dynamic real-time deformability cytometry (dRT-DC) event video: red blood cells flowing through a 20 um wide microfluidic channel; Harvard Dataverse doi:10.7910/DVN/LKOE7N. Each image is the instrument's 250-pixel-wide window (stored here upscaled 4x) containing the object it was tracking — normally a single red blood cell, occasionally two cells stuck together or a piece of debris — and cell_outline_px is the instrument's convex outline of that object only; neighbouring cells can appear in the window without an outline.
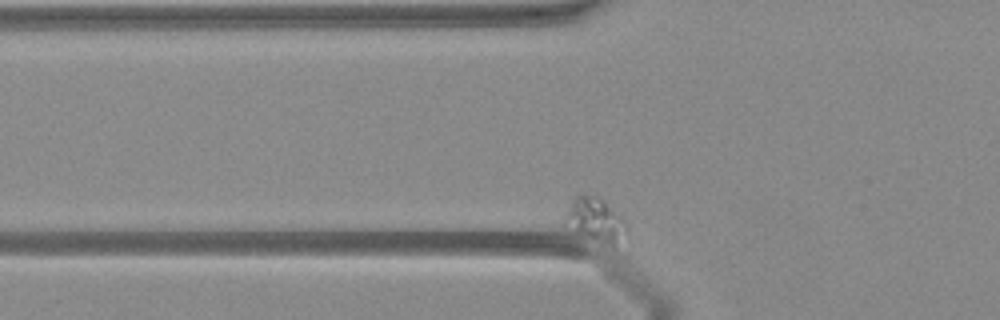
{"species": "Egyptian fruit bat (a non-hibernating species)", "species_latin": "Rousettus aegyptiacus", "temperature_condition": "warm", "stored_images_in_passage": 30, "camera_frame_rate_fps": 3000, "um_per_image_px": 0.085, "animal": {"sex": "female"}, "frame": {"image": 1, "passage_image": 3, "time_ms": 0.667, "image_size_px": [1000, 320], "cell_outline_px": [[628, 236], [612, 244], [608, 244], [576, 232], [564, 216], [572, 200], [576, 196], [596, 196], [616, 212], [624, 220], [628, 228]], "centroid_in_image_um": [50.66, 18.69], "position_along_channel_um": 75.1, "area_um2": 14.74}}
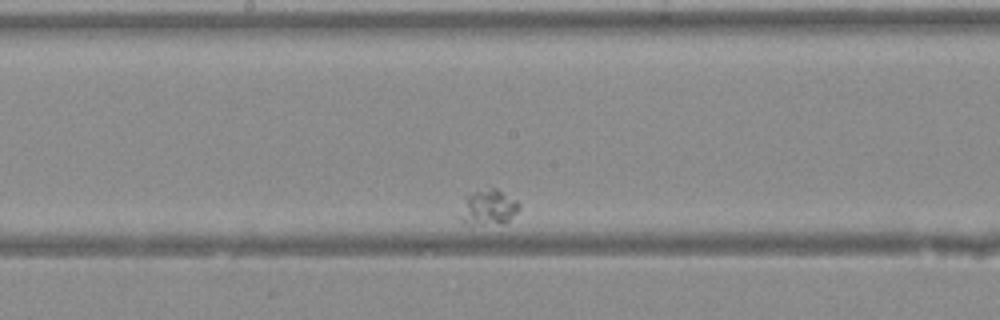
{"frame": {"image": 2, "passage_image": 15, "time_ms": 4.667, "image_size_px": [1000, 320], "cell_outline_px": [[520, 208], [504, 224], [464, 224], [460, 220], [460, 216], [464, 196], [472, 192], [492, 188], [496, 188], [516, 200], [520, 204]], "centroid_in_image_um": [41.49, 17.64], "position_along_channel_um": 206.7, "area_um2": 12.2}}
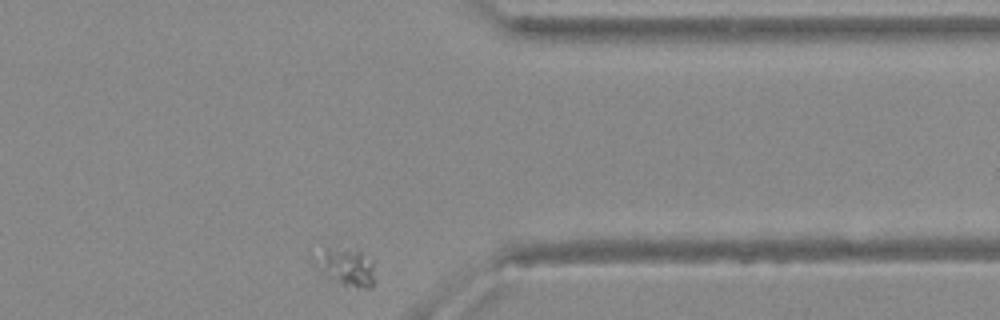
{"frame": {"image": 3, "passage_image": 30, "time_ms": 9.667, "image_size_px": [1000, 320], "cell_outline_px": [[372, 288], [356, 288], [344, 284], [320, 272], [316, 268], [312, 260], [328, 248], [360, 252], [372, 260]], "centroid_in_image_um": [29.41, 22.72], "position_along_channel_um": 382.0, "area_um2": 12.37}}